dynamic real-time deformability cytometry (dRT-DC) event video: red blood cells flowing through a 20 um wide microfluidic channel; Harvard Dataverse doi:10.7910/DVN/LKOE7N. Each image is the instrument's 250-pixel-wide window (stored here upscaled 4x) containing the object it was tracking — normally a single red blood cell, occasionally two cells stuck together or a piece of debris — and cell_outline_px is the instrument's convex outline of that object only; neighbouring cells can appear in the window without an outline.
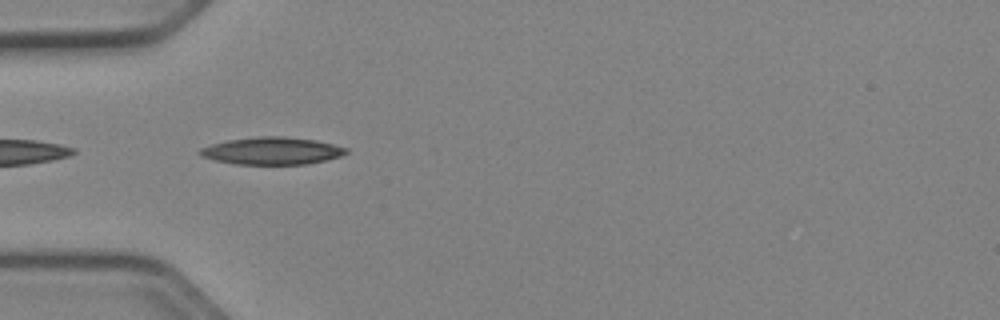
{"species": "Egyptian fruit bat (a non-hibernating species)", "species_latin": "Rousettus aegyptiacus", "temperature_condition": "cold", "stored_images_in_passage": 3, "camera_frame_rate_fps": 3000, "um_per_image_px": 0.085, "animal": {"sex": "female"}, "frame": {"image": 1, "passage_image": 1, "time_ms": 0.0, "image_size_px": [1000, 320], "cell_outline_px": [[348, 152], [344, 156], [308, 164], [236, 164], [216, 160], [200, 156], [196, 152], [200, 148], [212, 144], [228, 140], [256, 136], [284, 136], [316, 140], [348, 148]], "centroid_in_image_um": [23.13, 12.82], "position_along_channel_um": 61.9, "area_um2": 23.47}}